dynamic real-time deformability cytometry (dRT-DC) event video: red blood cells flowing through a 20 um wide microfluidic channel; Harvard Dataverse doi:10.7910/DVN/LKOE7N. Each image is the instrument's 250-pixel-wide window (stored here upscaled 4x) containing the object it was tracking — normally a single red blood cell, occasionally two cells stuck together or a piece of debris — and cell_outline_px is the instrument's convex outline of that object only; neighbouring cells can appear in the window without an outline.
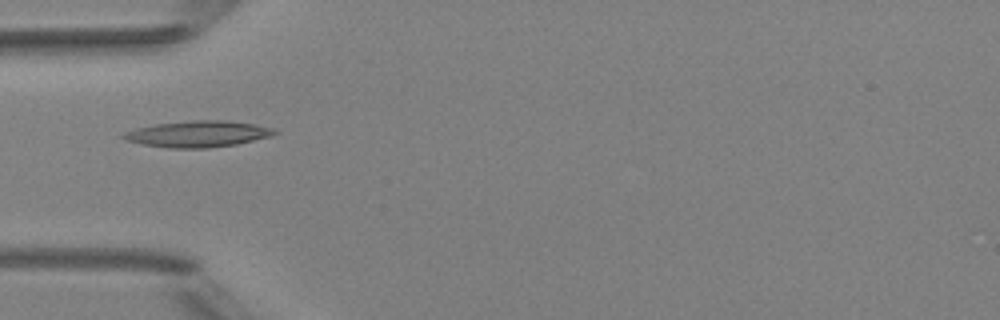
{"species": "Egyptian fruit bat (a non-hibernating species)", "species_latin": "Rousettus aegyptiacus", "temperature_condition": "room temperature", "stored_images_in_passage": 4, "camera_frame_rate_fps": 3000, "um_per_image_px": 0.085, "animal": {"sex": "female"}, "frame": {"image": 1, "passage_image": 4, "time_ms": 3.333, "image_size_px": [1000, 320], "cell_outline_px": [[280, 132], [272, 136], [236, 144], [208, 148], [168, 148], [144, 144], [128, 140], [120, 136], [136, 128], [156, 124], [192, 120], [224, 120], [256, 124], [276, 128]], "centroid_in_image_um": [16.92, 11.38], "position_along_channel_um": 68.1, "area_um2": 23.06}}